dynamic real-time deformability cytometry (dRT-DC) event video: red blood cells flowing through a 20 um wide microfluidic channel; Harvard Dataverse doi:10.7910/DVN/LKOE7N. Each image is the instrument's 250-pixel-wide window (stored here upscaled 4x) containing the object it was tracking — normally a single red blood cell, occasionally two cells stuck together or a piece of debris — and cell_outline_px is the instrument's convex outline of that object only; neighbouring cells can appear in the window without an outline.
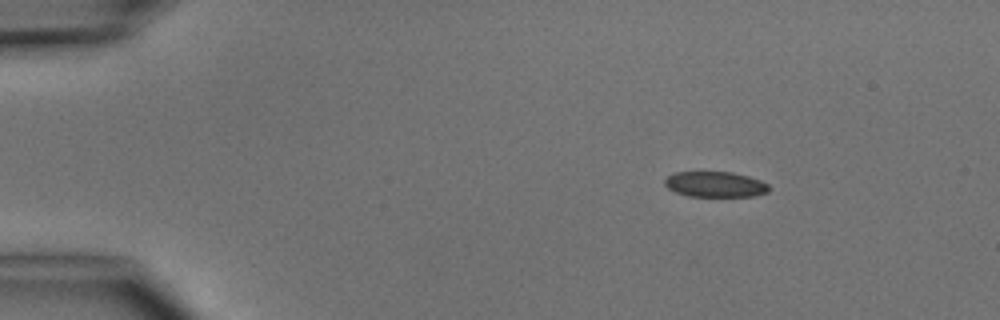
{"species": "common noctule bat (a hibernating species)", "species_latin": "Nyctalus noctula", "temperature_condition": "cold", "stored_images_in_passage": 3, "camera_frame_rate_fps": 3000, "um_per_image_px": 0.085, "animal": {"sex": "male", "body_mass_g": 15.6}, "frame": {"image": 1, "passage_image": 1, "time_ms": 0.0, "image_size_px": [1000, 320], "cell_outline_px": [[768, 192], [756, 196], [688, 196], [676, 192], [668, 188], [664, 184], [664, 180], [668, 176], [676, 172], [732, 172], [748, 176], [760, 180], [768, 184]], "centroid_in_image_um": [60.79, 15.67], "position_along_channel_um": 24.2, "area_um2": 15.43}}